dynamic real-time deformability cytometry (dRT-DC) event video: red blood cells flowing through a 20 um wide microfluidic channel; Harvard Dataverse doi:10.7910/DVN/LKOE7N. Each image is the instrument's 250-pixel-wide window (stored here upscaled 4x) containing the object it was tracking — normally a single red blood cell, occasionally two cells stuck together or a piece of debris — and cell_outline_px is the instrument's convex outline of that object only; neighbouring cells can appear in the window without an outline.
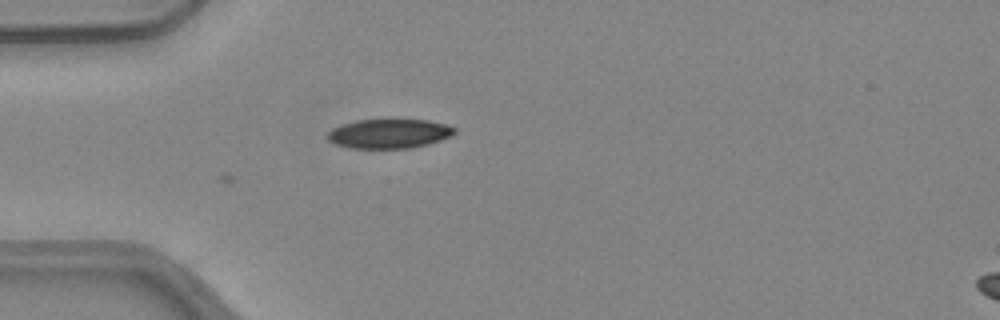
{"species": "common noctule bat (a hibernating species)", "species_latin": "Nyctalus noctula", "temperature_condition": "warm", "stored_images_in_passage": 6, "camera_frame_rate_fps": 3000, "um_per_image_px": 0.085, "animal": {"sex": "female", "body_mass_g": 24.6, "forearm_length_mm": 56.2}, "frame": {"image": 1, "passage_image": 6, "time_ms": 1.667, "image_size_px": [1000, 320], "cell_outline_px": [[456, 132], [452, 136], [428, 144], [412, 148], [352, 148], [336, 144], [328, 140], [324, 136], [332, 128], [340, 124], [356, 120], [392, 116], [428, 120], [448, 124], [456, 128]], "centroid_in_image_um": [33.09, 11.3], "position_along_channel_um": 51.9, "area_um2": 22.95}}